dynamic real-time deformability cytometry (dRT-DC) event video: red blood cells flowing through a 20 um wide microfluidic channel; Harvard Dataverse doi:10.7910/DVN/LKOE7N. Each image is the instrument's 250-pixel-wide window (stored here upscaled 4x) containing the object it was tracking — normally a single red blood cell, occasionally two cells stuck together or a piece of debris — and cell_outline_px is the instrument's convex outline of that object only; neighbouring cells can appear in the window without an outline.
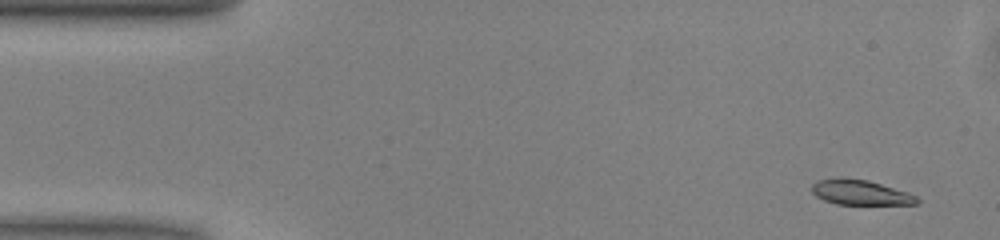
{"species": "common noctule bat (a hibernating species)", "species_latin": "Nyctalus noctula", "temperature_condition": "warm", "stored_images_in_passage": 50, "camera_frame_rate_fps": 3000, "um_per_image_px": 0.085, "animal": {"sex": "male", "body_mass_g": 13.0, "forearm_length_mm": 53.1}, "frame": {"image": 1, "passage_image": 3, "time_ms": 0.667, "image_size_px": [1000, 240], "cell_outline_px": [[920, 200], [916, 204], [836, 204], [824, 200], [816, 196], [812, 192], [812, 184], [816, 180], [840, 176], [868, 180], [908, 192], [916, 196]], "centroid_in_image_um": [73.09, 16.33], "position_along_channel_um": 11.9, "area_um2": 15.49}}
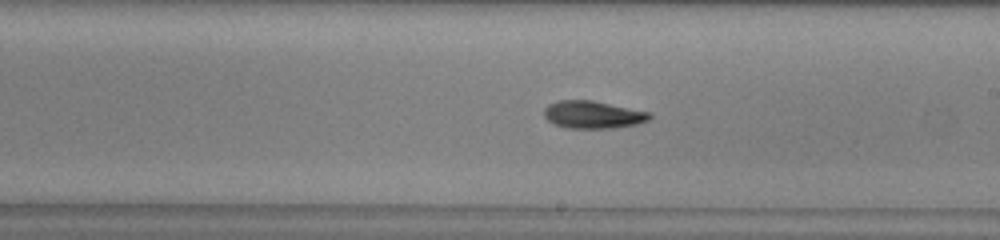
{"frame": {"image": 2, "passage_image": 28, "time_ms": 9.0, "image_size_px": [1000, 240], "cell_outline_px": [[652, 116], [648, 120], [636, 124], [612, 128], [568, 128], [552, 124], [544, 116], [544, 108], [548, 104], [560, 100], [592, 100], [652, 112]], "centroid_in_image_um": [50.39, 9.74], "position_along_channel_um": 238.6, "area_um2": 17.05}}
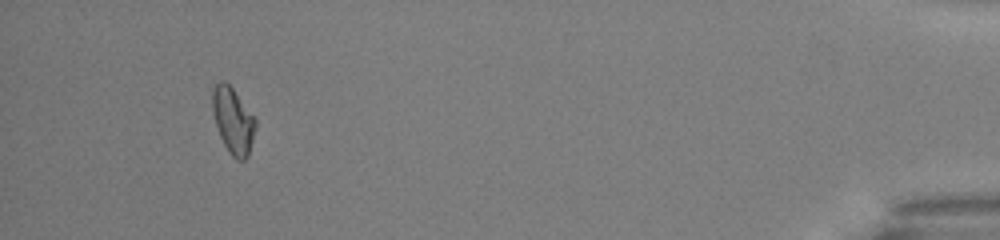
{"frame": {"image": 3, "passage_image": 47, "time_ms": 15.333, "image_size_px": [1000, 240], "cell_outline_px": [[256, 128], [248, 156], [244, 160], [236, 160], [232, 156], [224, 144], [220, 136], [212, 112], [212, 88], [220, 80], [224, 80], [232, 88], [256, 116]], "centroid_in_image_um": [19.82, 10.23], "position_along_channel_um": 415.4, "area_um2": 16.76}, "authors_computed_cell_mechanics": {"area_um2": 16.6175, "velocity_mm_per_s": 4.037, "shape_relaxation_time_tau1_ms": 3.7776, "shape_relaxation_time_tau2_ms": null, "deformation_change_tau1": 0.1316, "deformation_change_tau2": null}}